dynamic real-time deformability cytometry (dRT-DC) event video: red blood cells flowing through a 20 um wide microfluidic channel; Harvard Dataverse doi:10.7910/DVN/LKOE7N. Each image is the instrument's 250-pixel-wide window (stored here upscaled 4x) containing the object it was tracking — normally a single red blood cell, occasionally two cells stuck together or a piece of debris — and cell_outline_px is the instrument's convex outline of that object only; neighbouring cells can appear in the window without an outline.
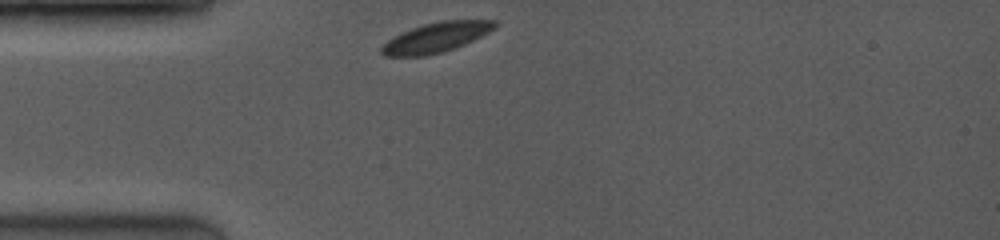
{"species": "common noctule bat (a hibernating species)", "species_latin": "Nyctalus noctula", "temperature_condition": "room temperature", "stored_images_in_passage": 26, "camera_frame_rate_fps": 3500, "um_per_image_px": 0.085, "animal": {"sex": "female", "body_mass_g": 19.0, "forearm_length_mm": 53.3}, "frame": {"image": 1, "passage_image": 1, "time_ms": 0.0, "image_size_px": [1000, 240], "cell_outline_px": [[500, 24], [496, 28], [464, 44], [440, 52], [424, 56], [384, 56], [380, 52], [380, 48], [388, 40], [400, 32], [424, 24], [440, 20], [496, 20]], "centroid_in_image_um": [37.07, 3.16], "position_along_channel_um": 47.9, "area_um2": 19.59}}
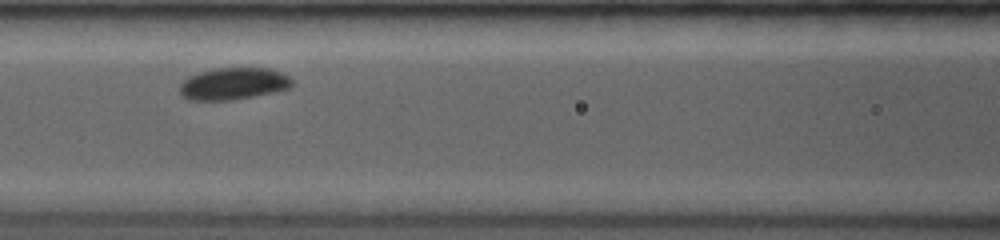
{"frame": {"image": 2, "passage_image": 12, "time_ms": 2.857, "image_size_px": [1000, 240], "cell_outline_px": [[292, 84], [288, 88], [272, 92], [232, 100], [188, 100], [180, 92], [180, 84], [188, 76], [200, 72], [216, 68], [268, 68], [280, 72], [288, 76], [292, 80]], "centroid_in_image_um": [19.81, 7.11], "position_along_channel_um": 146.8, "area_um2": 20.69}}
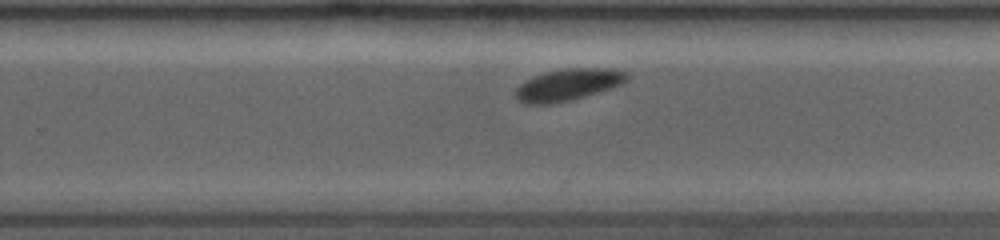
{"frame": {"image": 3, "passage_image": 25, "time_ms": 6.286, "image_size_px": [1000, 240], "cell_outline_px": [[628, 80], [612, 88], [584, 96], [552, 104], [524, 104], [516, 100], [516, 88], [520, 84], [532, 76], [544, 72], [564, 68], [612, 68], [628, 72]], "centroid_in_image_um": [48.27, 7.19], "position_along_channel_um": 281.5, "area_um2": 20.75}}